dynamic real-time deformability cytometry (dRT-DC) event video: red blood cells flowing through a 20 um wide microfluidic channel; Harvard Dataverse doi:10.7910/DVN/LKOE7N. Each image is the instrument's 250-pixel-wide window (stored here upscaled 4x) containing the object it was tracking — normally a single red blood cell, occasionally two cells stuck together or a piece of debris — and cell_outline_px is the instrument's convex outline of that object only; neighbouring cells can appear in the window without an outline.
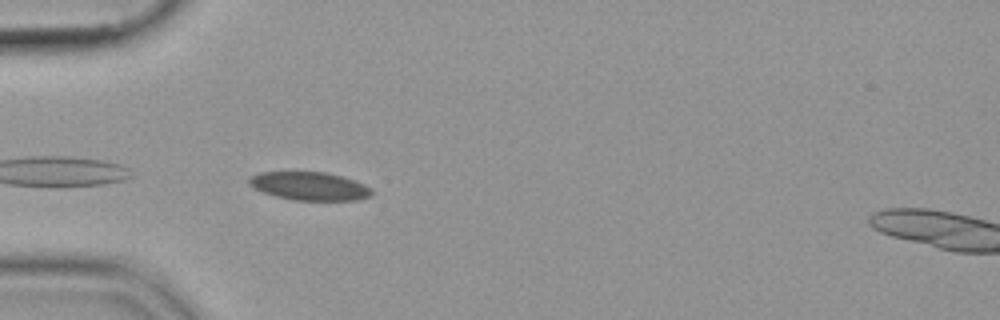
{"species": "common noctule bat (a hibernating species)", "species_latin": "Nyctalus noctula", "temperature_condition": "cold", "stored_images_in_passage": 40, "camera_frame_rate_fps": 3000, "um_per_image_px": 0.085, "animal": {"sex": "female", "body_mass_g": 19.9}, "frame": {"image": 1, "passage_image": 2, "time_ms": 0.333, "image_size_px": [1000, 320], "cell_outline_px": [[372, 192], [368, 196], [356, 200], [292, 200], [276, 196], [252, 188], [248, 184], [248, 180], [252, 176], [260, 172], [324, 172], [340, 176], [364, 184], [372, 188]], "centroid_in_image_um": [26.27, 15.82], "position_along_channel_um": 58.7, "area_um2": 20.0}}
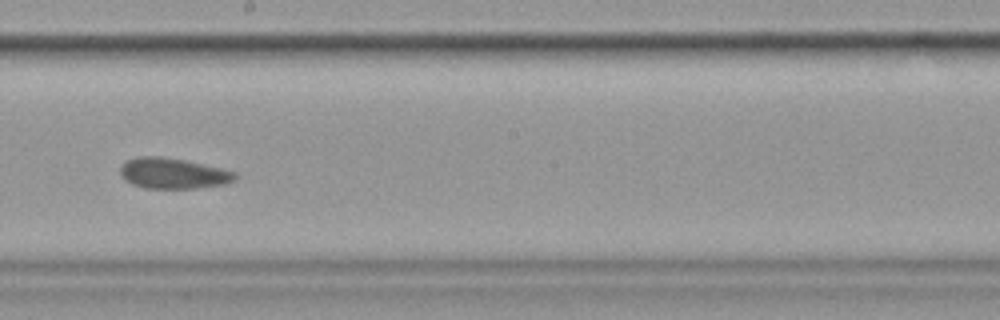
{"frame": {"image": 2, "passage_image": 17, "time_ms": 5.333, "image_size_px": [1000, 320], "cell_outline_px": [[240, 176], [236, 180], [224, 184], [196, 188], [144, 188], [132, 184], [124, 180], [120, 176], [120, 164], [136, 156], [160, 156], [184, 160], [220, 168], [236, 172]], "centroid_in_image_um": [14.69, 14.73], "position_along_channel_um": 233.5, "area_um2": 20.69}}
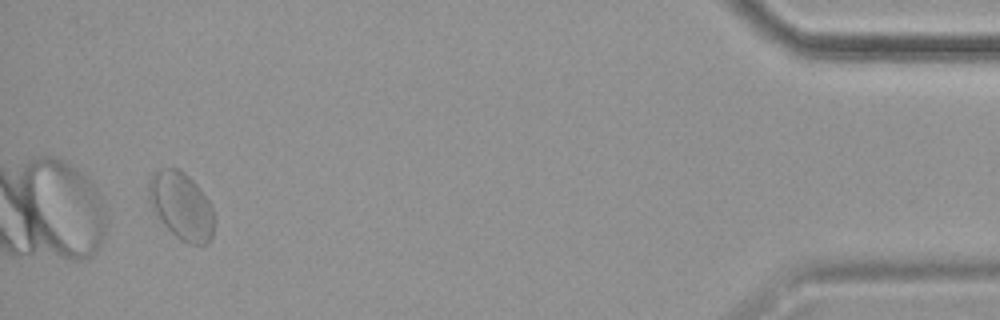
{"frame": {"image": 3, "passage_image": 38, "time_ms": 12.333, "image_size_px": [1000, 320], "cell_outline_px": [[212, 236], [208, 244], [192, 244], [180, 240], [160, 220], [152, 208], [148, 200], [148, 180], [152, 172], [164, 168], [176, 168], [184, 172], [196, 184], [208, 200], [212, 208]], "centroid_in_image_um": [15.37, 17.47], "position_along_channel_um": 419.8, "area_um2": 25.43}}